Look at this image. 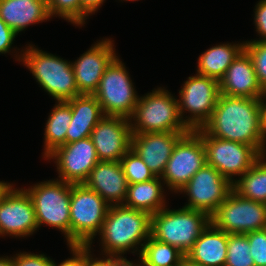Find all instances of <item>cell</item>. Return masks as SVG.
<instances>
[{"instance_id": "cell-29", "label": "cell", "mask_w": 266, "mask_h": 266, "mask_svg": "<svg viewBox=\"0 0 266 266\" xmlns=\"http://www.w3.org/2000/svg\"><path fill=\"white\" fill-rule=\"evenodd\" d=\"M224 266H255L246 234H228L227 258Z\"/></svg>"}, {"instance_id": "cell-5", "label": "cell", "mask_w": 266, "mask_h": 266, "mask_svg": "<svg viewBox=\"0 0 266 266\" xmlns=\"http://www.w3.org/2000/svg\"><path fill=\"white\" fill-rule=\"evenodd\" d=\"M109 206L84 183L71 184L70 245H91L102 229Z\"/></svg>"}, {"instance_id": "cell-14", "label": "cell", "mask_w": 266, "mask_h": 266, "mask_svg": "<svg viewBox=\"0 0 266 266\" xmlns=\"http://www.w3.org/2000/svg\"><path fill=\"white\" fill-rule=\"evenodd\" d=\"M47 159L55 158L61 181L82 184L99 162L90 137L80 139L56 148Z\"/></svg>"}, {"instance_id": "cell-19", "label": "cell", "mask_w": 266, "mask_h": 266, "mask_svg": "<svg viewBox=\"0 0 266 266\" xmlns=\"http://www.w3.org/2000/svg\"><path fill=\"white\" fill-rule=\"evenodd\" d=\"M220 94L227 96L262 98L261 88L249 54L243 50L227 68L219 81Z\"/></svg>"}, {"instance_id": "cell-25", "label": "cell", "mask_w": 266, "mask_h": 266, "mask_svg": "<svg viewBox=\"0 0 266 266\" xmlns=\"http://www.w3.org/2000/svg\"><path fill=\"white\" fill-rule=\"evenodd\" d=\"M245 43L214 46L198 58L197 74L220 81L233 60L244 50Z\"/></svg>"}, {"instance_id": "cell-42", "label": "cell", "mask_w": 266, "mask_h": 266, "mask_svg": "<svg viewBox=\"0 0 266 266\" xmlns=\"http://www.w3.org/2000/svg\"><path fill=\"white\" fill-rule=\"evenodd\" d=\"M0 266H13V257L0 258Z\"/></svg>"}, {"instance_id": "cell-41", "label": "cell", "mask_w": 266, "mask_h": 266, "mask_svg": "<svg viewBox=\"0 0 266 266\" xmlns=\"http://www.w3.org/2000/svg\"><path fill=\"white\" fill-rule=\"evenodd\" d=\"M261 113H262L263 133L266 139V104H264V100H262V98H261Z\"/></svg>"}, {"instance_id": "cell-21", "label": "cell", "mask_w": 266, "mask_h": 266, "mask_svg": "<svg viewBox=\"0 0 266 266\" xmlns=\"http://www.w3.org/2000/svg\"><path fill=\"white\" fill-rule=\"evenodd\" d=\"M66 102L72 111L71 123L66 133V144L90 137L96 124L105 116L96 97L81 94Z\"/></svg>"}, {"instance_id": "cell-37", "label": "cell", "mask_w": 266, "mask_h": 266, "mask_svg": "<svg viewBox=\"0 0 266 266\" xmlns=\"http://www.w3.org/2000/svg\"><path fill=\"white\" fill-rule=\"evenodd\" d=\"M16 35L0 17V53L9 52Z\"/></svg>"}, {"instance_id": "cell-31", "label": "cell", "mask_w": 266, "mask_h": 266, "mask_svg": "<svg viewBox=\"0 0 266 266\" xmlns=\"http://www.w3.org/2000/svg\"><path fill=\"white\" fill-rule=\"evenodd\" d=\"M48 12L69 20L76 25H83V6L80 0H47Z\"/></svg>"}, {"instance_id": "cell-30", "label": "cell", "mask_w": 266, "mask_h": 266, "mask_svg": "<svg viewBox=\"0 0 266 266\" xmlns=\"http://www.w3.org/2000/svg\"><path fill=\"white\" fill-rule=\"evenodd\" d=\"M120 163L128 184L146 182L156 177L133 149L122 157Z\"/></svg>"}, {"instance_id": "cell-34", "label": "cell", "mask_w": 266, "mask_h": 266, "mask_svg": "<svg viewBox=\"0 0 266 266\" xmlns=\"http://www.w3.org/2000/svg\"><path fill=\"white\" fill-rule=\"evenodd\" d=\"M52 260L45 255L20 253L13 257V266H51Z\"/></svg>"}, {"instance_id": "cell-12", "label": "cell", "mask_w": 266, "mask_h": 266, "mask_svg": "<svg viewBox=\"0 0 266 266\" xmlns=\"http://www.w3.org/2000/svg\"><path fill=\"white\" fill-rule=\"evenodd\" d=\"M179 114L183 118V111L192 113L185 120L190 130L202 128L213 113L220 95L219 81L217 79L196 74L189 77L183 88L179 91Z\"/></svg>"}, {"instance_id": "cell-18", "label": "cell", "mask_w": 266, "mask_h": 266, "mask_svg": "<svg viewBox=\"0 0 266 266\" xmlns=\"http://www.w3.org/2000/svg\"><path fill=\"white\" fill-rule=\"evenodd\" d=\"M187 132H154L132 134L133 149L154 173L161 177L178 140Z\"/></svg>"}, {"instance_id": "cell-22", "label": "cell", "mask_w": 266, "mask_h": 266, "mask_svg": "<svg viewBox=\"0 0 266 266\" xmlns=\"http://www.w3.org/2000/svg\"><path fill=\"white\" fill-rule=\"evenodd\" d=\"M228 233L211 223L201 232L186 258L199 266H224L227 258Z\"/></svg>"}, {"instance_id": "cell-15", "label": "cell", "mask_w": 266, "mask_h": 266, "mask_svg": "<svg viewBox=\"0 0 266 266\" xmlns=\"http://www.w3.org/2000/svg\"><path fill=\"white\" fill-rule=\"evenodd\" d=\"M38 228L34 205L25 189H12L0 199V235L27 236Z\"/></svg>"}, {"instance_id": "cell-13", "label": "cell", "mask_w": 266, "mask_h": 266, "mask_svg": "<svg viewBox=\"0 0 266 266\" xmlns=\"http://www.w3.org/2000/svg\"><path fill=\"white\" fill-rule=\"evenodd\" d=\"M233 190V183L207 163L198 170L179 191L186 192V208L205 212L209 217Z\"/></svg>"}, {"instance_id": "cell-4", "label": "cell", "mask_w": 266, "mask_h": 266, "mask_svg": "<svg viewBox=\"0 0 266 266\" xmlns=\"http://www.w3.org/2000/svg\"><path fill=\"white\" fill-rule=\"evenodd\" d=\"M166 91L158 88L138 99L131 116L135 120L130 124L132 134L190 131L180 117L178 100Z\"/></svg>"}, {"instance_id": "cell-33", "label": "cell", "mask_w": 266, "mask_h": 266, "mask_svg": "<svg viewBox=\"0 0 266 266\" xmlns=\"http://www.w3.org/2000/svg\"><path fill=\"white\" fill-rule=\"evenodd\" d=\"M250 245V255L255 266H266V231H253L246 233Z\"/></svg>"}, {"instance_id": "cell-7", "label": "cell", "mask_w": 266, "mask_h": 266, "mask_svg": "<svg viewBox=\"0 0 266 266\" xmlns=\"http://www.w3.org/2000/svg\"><path fill=\"white\" fill-rule=\"evenodd\" d=\"M31 197L39 226L46 224L58 228L70 245L71 183L61 180L41 182L26 189Z\"/></svg>"}, {"instance_id": "cell-28", "label": "cell", "mask_w": 266, "mask_h": 266, "mask_svg": "<svg viewBox=\"0 0 266 266\" xmlns=\"http://www.w3.org/2000/svg\"><path fill=\"white\" fill-rule=\"evenodd\" d=\"M146 242L141 244V251L139 250L143 266H179L186 258L178 248L152 236Z\"/></svg>"}, {"instance_id": "cell-10", "label": "cell", "mask_w": 266, "mask_h": 266, "mask_svg": "<svg viewBox=\"0 0 266 266\" xmlns=\"http://www.w3.org/2000/svg\"><path fill=\"white\" fill-rule=\"evenodd\" d=\"M195 131L205 145L207 164L231 183L233 175H244L262 156L253 146L209 136L201 128Z\"/></svg>"}, {"instance_id": "cell-9", "label": "cell", "mask_w": 266, "mask_h": 266, "mask_svg": "<svg viewBox=\"0 0 266 266\" xmlns=\"http://www.w3.org/2000/svg\"><path fill=\"white\" fill-rule=\"evenodd\" d=\"M210 223L228 234H246L266 228V204L241 197L232 190L210 216Z\"/></svg>"}, {"instance_id": "cell-20", "label": "cell", "mask_w": 266, "mask_h": 266, "mask_svg": "<svg viewBox=\"0 0 266 266\" xmlns=\"http://www.w3.org/2000/svg\"><path fill=\"white\" fill-rule=\"evenodd\" d=\"M84 184L110 206L123 205L129 185L120 161H99Z\"/></svg>"}, {"instance_id": "cell-44", "label": "cell", "mask_w": 266, "mask_h": 266, "mask_svg": "<svg viewBox=\"0 0 266 266\" xmlns=\"http://www.w3.org/2000/svg\"><path fill=\"white\" fill-rule=\"evenodd\" d=\"M179 266H199L196 264L191 263L187 258H185Z\"/></svg>"}, {"instance_id": "cell-6", "label": "cell", "mask_w": 266, "mask_h": 266, "mask_svg": "<svg viewBox=\"0 0 266 266\" xmlns=\"http://www.w3.org/2000/svg\"><path fill=\"white\" fill-rule=\"evenodd\" d=\"M26 49L21 59L48 94L57 101H68L81 95L70 62L33 46Z\"/></svg>"}, {"instance_id": "cell-1", "label": "cell", "mask_w": 266, "mask_h": 266, "mask_svg": "<svg viewBox=\"0 0 266 266\" xmlns=\"http://www.w3.org/2000/svg\"><path fill=\"white\" fill-rule=\"evenodd\" d=\"M201 129L209 136L253 146L261 155L266 151L261 98L220 94L211 117Z\"/></svg>"}, {"instance_id": "cell-8", "label": "cell", "mask_w": 266, "mask_h": 266, "mask_svg": "<svg viewBox=\"0 0 266 266\" xmlns=\"http://www.w3.org/2000/svg\"><path fill=\"white\" fill-rule=\"evenodd\" d=\"M123 63L116 57L106 68L93 94L105 116L131 120L139 97Z\"/></svg>"}, {"instance_id": "cell-23", "label": "cell", "mask_w": 266, "mask_h": 266, "mask_svg": "<svg viewBox=\"0 0 266 266\" xmlns=\"http://www.w3.org/2000/svg\"><path fill=\"white\" fill-rule=\"evenodd\" d=\"M0 17L16 33L50 18L47 0H0Z\"/></svg>"}, {"instance_id": "cell-32", "label": "cell", "mask_w": 266, "mask_h": 266, "mask_svg": "<svg viewBox=\"0 0 266 266\" xmlns=\"http://www.w3.org/2000/svg\"><path fill=\"white\" fill-rule=\"evenodd\" d=\"M244 50L249 54L257 80L266 92V41H248L245 43Z\"/></svg>"}, {"instance_id": "cell-35", "label": "cell", "mask_w": 266, "mask_h": 266, "mask_svg": "<svg viewBox=\"0 0 266 266\" xmlns=\"http://www.w3.org/2000/svg\"><path fill=\"white\" fill-rule=\"evenodd\" d=\"M71 251L73 253V257L71 259H66L58 266H81L82 260L90 253V245H69ZM51 266H57L53 261Z\"/></svg>"}, {"instance_id": "cell-26", "label": "cell", "mask_w": 266, "mask_h": 266, "mask_svg": "<svg viewBox=\"0 0 266 266\" xmlns=\"http://www.w3.org/2000/svg\"><path fill=\"white\" fill-rule=\"evenodd\" d=\"M52 110L45 128V157L56 148L66 144V133L72 119L71 106L66 101H58Z\"/></svg>"}, {"instance_id": "cell-39", "label": "cell", "mask_w": 266, "mask_h": 266, "mask_svg": "<svg viewBox=\"0 0 266 266\" xmlns=\"http://www.w3.org/2000/svg\"><path fill=\"white\" fill-rule=\"evenodd\" d=\"M140 261L141 263L136 265L128 261L126 258H121L120 256L109 257L106 258V266H143V262L141 259Z\"/></svg>"}, {"instance_id": "cell-27", "label": "cell", "mask_w": 266, "mask_h": 266, "mask_svg": "<svg viewBox=\"0 0 266 266\" xmlns=\"http://www.w3.org/2000/svg\"><path fill=\"white\" fill-rule=\"evenodd\" d=\"M262 155L252 167L233 183V190L241 197L266 204V161Z\"/></svg>"}, {"instance_id": "cell-2", "label": "cell", "mask_w": 266, "mask_h": 266, "mask_svg": "<svg viewBox=\"0 0 266 266\" xmlns=\"http://www.w3.org/2000/svg\"><path fill=\"white\" fill-rule=\"evenodd\" d=\"M103 250L107 257H117L147 241L151 236V214L123 205L108 208L102 229ZM146 239V240H145Z\"/></svg>"}, {"instance_id": "cell-16", "label": "cell", "mask_w": 266, "mask_h": 266, "mask_svg": "<svg viewBox=\"0 0 266 266\" xmlns=\"http://www.w3.org/2000/svg\"><path fill=\"white\" fill-rule=\"evenodd\" d=\"M131 120L104 116L94 127L90 138L99 161H120L131 149Z\"/></svg>"}, {"instance_id": "cell-43", "label": "cell", "mask_w": 266, "mask_h": 266, "mask_svg": "<svg viewBox=\"0 0 266 266\" xmlns=\"http://www.w3.org/2000/svg\"><path fill=\"white\" fill-rule=\"evenodd\" d=\"M11 185L9 183L0 182V199L2 198L5 191L10 187Z\"/></svg>"}, {"instance_id": "cell-38", "label": "cell", "mask_w": 266, "mask_h": 266, "mask_svg": "<svg viewBox=\"0 0 266 266\" xmlns=\"http://www.w3.org/2000/svg\"><path fill=\"white\" fill-rule=\"evenodd\" d=\"M83 6V23L85 22L86 16L88 14L98 10L99 6L104 2V0H80Z\"/></svg>"}, {"instance_id": "cell-3", "label": "cell", "mask_w": 266, "mask_h": 266, "mask_svg": "<svg viewBox=\"0 0 266 266\" xmlns=\"http://www.w3.org/2000/svg\"><path fill=\"white\" fill-rule=\"evenodd\" d=\"M209 223L210 217L205 212L186 207L179 210L164 208L151 214V236L186 255Z\"/></svg>"}, {"instance_id": "cell-40", "label": "cell", "mask_w": 266, "mask_h": 266, "mask_svg": "<svg viewBox=\"0 0 266 266\" xmlns=\"http://www.w3.org/2000/svg\"><path fill=\"white\" fill-rule=\"evenodd\" d=\"M91 254H88L83 260L81 266H106V259H100V260H94L90 256Z\"/></svg>"}, {"instance_id": "cell-17", "label": "cell", "mask_w": 266, "mask_h": 266, "mask_svg": "<svg viewBox=\"0 0 266 266\" xmlns=\"http://www.w3.org/2000/svg\"><path fill=\"white\" fill-rule=\"evenodd\" d=\"M113 43L102 40L92 46L72 64L75 81L80 94L93 95L106 68L117 57Z\"/></svg>"}, {"instance_id": "cell-36", "label": "cell", "mask_w": 266, "mask_h": 266, "mask_svg": "<svg viewBox=\"0 0 266 266\" xmlns=\"http://www.w3.org/2000/svg\"><path fill=\"white\" fill-rule=\"evenodd\" d=\"M255 10V25L262 39L254 41H266V0H261Z\"/></svg>"}, {"instance_id": "cell-11", "label": "cell", "mask_w": 266, "mask_h": 266, "mask_svg": "<svg viewBox=\"0 0 266 266\" xmlns=\"http://www.w3.org/2000/svg\"><path fill=\"white\" fill-rule=\"evenodd\" d=\"M206 163L203 140L190 130L178 140L160 178L171 190L180 191Z\"/></svg>"}, {"instance_id": "cell-24", "label": "cell", "mask_w": 266, "mask_h": 266, "mask_svg": "<svg viewBox=\"0 0 266 266\" xmlns=\"http://www.w3.org/2000/svg\"><path fill=\"white\" fill-rule=\"evenodd\" d=\"M160 177L136 184H129L123 206L155 214L164 209V195ZM125 203V204H124Z\"/></svg>"}]
</instances>
